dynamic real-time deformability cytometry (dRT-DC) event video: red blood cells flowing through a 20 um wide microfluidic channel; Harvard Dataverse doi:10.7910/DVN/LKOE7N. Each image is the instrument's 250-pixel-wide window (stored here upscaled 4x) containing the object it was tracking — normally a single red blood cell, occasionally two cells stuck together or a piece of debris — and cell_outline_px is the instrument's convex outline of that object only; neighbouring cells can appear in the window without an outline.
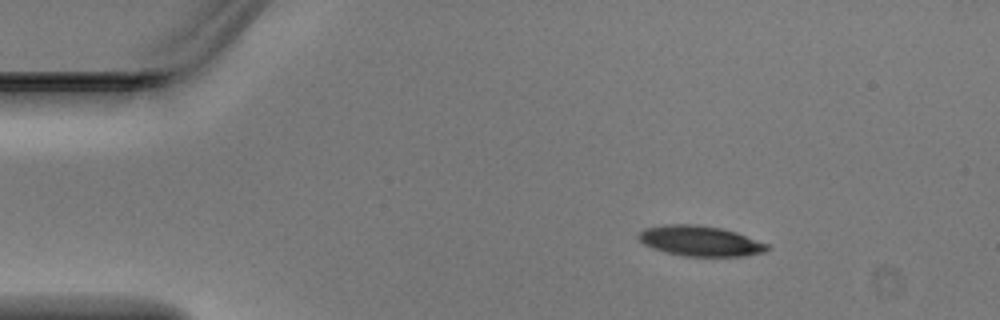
{"species": "Egyptian fruit bat (a non-hibernating species)", "species_latin": "Rousettus aegyptiacus", "temperature_condition": "warm", "stored_images_in_passage": 4, "camera_frame_rate_fps": 3000, "um_per_image_px": 0.085, "animal": {"sex": "male"}, "frame": {"image": 1, "passage_image": 1, "time_ms": 0.0, "image_size_px": [1000, 320], "cell_outline_px": [[772, 248], [764, 252], [744, 256], [684, 256], [652, 248], [644, 244], [640, 240], [640, 232], [644, 228], [664, 224], [696, 224], [724, 228], [736, 232], [768, 244]], "centroid_in_image_um": [59.55, 20.47], "position_along_channel_um": 25.5, "area_um2": 22.72}}
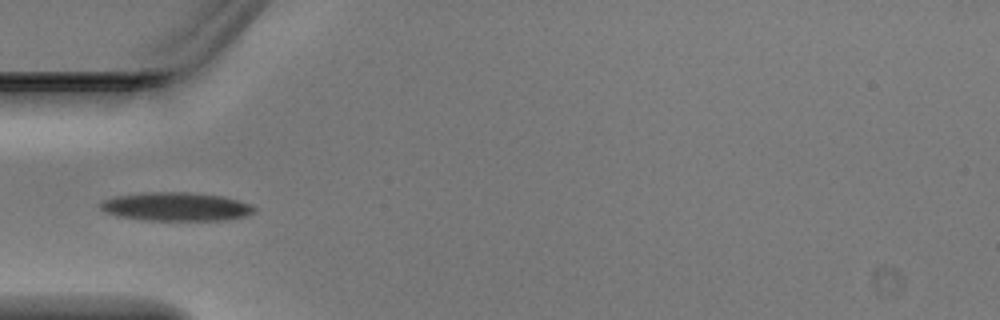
{"frame": {"image": 2, "passage_image": 3, "time_ms": 0.667, "image_size_px": [1000, 320], "cell_outline_px": [[256, 212], [244, 216], [224, 220], [148, 220], [120, 216], [108, 212], [100, 208], [100, 200], [112, 196], [140, 192], [188, 192], [224, 196], [248, 204], [256, 208]], "centroid_in_image_um": [14.93, 17.55], "position_along_channel_um": 70.1, "area_um2": 25.61}}
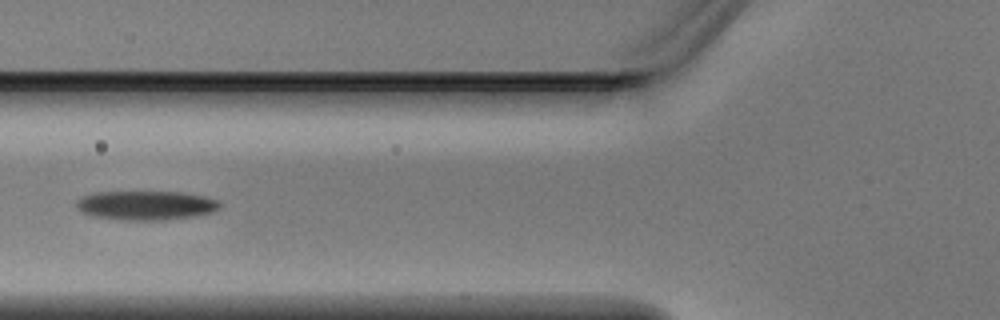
{"frame": {"image": 3, "passage_image": 4, "time_ms": 1.0, "image_size_px": [1000, 320], "cell_outline_px": [[220, 208], [216, 212], [196, 216], [164, 220], [120, 220], [92, 216], [80, 212], [76, 204], [84, 196], [100, 192], [184, 192], [204, 196], [216, 200], [220, 204]], "centroid_in_image_um": [12.46, 17.47], "position_along_channel_um": 113.3, "area_um2": 24.45}}